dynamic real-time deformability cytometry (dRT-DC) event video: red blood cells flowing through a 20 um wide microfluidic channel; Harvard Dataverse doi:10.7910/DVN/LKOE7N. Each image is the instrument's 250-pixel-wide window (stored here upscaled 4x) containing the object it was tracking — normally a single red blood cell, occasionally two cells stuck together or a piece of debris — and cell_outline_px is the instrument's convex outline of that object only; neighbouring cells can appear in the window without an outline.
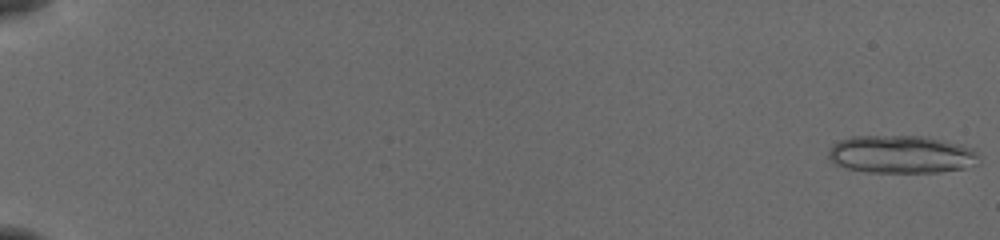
{"species": "common noctule bat (a hibernating species)", "species_latin": "Nyctalus noctula", "temperature_condition": "cold", "stored_images_in_passage": 27, "camera_frame_rate_fps": 3000, "um_per_image_px": 0.085, "animal": {"sex": "female", "body_mass_g": 19.5, "forearm_length_mm": 54.1}, "frame": {"image": 1, "passage_image": 1, "time_ms": 0.0, "image_size_px": [1000, 240], "cell_outline_px": [[980, 160], [976, 164], [964, 168], [936, 172], [868, 172], [848, 168], [836, 164], [828, 156], [828, 148], [832, 144], [840, 140], [852, 136], [924, 136], [960, 144], [976, 148]], "centroid_in_image_um": [76.63, 13.11], "position_along_channel_um": 8.4, "area_um2": 33.29}}
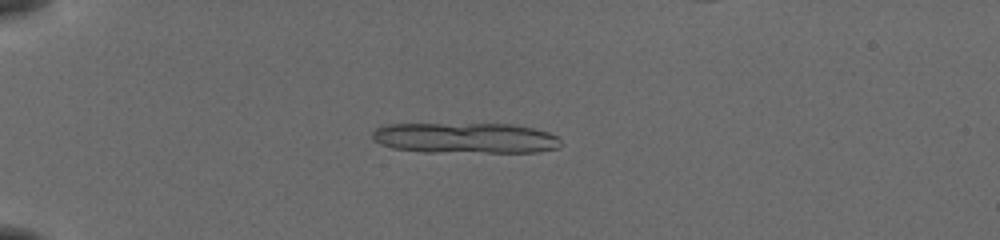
{"frame": {"image": 2, "passage_image": 16, "time_ms": 5.0, "image_size_px": [1000, 240], "cell_outline_px": [[564, 144], [560, 148], [536, 152], [424, 152], [392, 148], [380, 144], [372, 136], [372, 132], [380, 124], [512, 124], [532, 128], [548, 132], [556, 136]], "centroid_in_image_um": [39.56, 11.73], "position_along_channel_um": 45.4, "area_um2": 33.93}}